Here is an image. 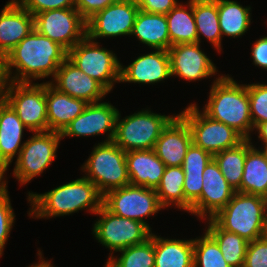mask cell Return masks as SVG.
Here are the masks:
<instances>
[{
  "label": "cell",
  "instance_id": "obj_1",
  "mask_svg": "<svg viewBox=\"0 0 267 267\" xmlns=\"http://www.w3.org/2000/svg\"><path fill=\"white\" fill-rule=\"evenodd\" d=\"M6 59L11 82L32 83L31 79L54 78L59 66L67 59V51L33 29L6 54ZM13 68H16L15 73Z\"/></svg>",
  "mask_w": 267,
  "mask_h": 267
},
{
  "label": "cell",
  "instance_id": "obj_2",
  "mask_svg": "<svg viewBox=\"0 0 267 267\" xmlns=\"http://www.w3.org/2000/svg\"><path fill=\"white\" fill-rule=\"evenodd\" d=\"M28 193L27 199L32 207L28 215L37 219L69 215L85 209L95 214L103 201L96 185L84 176L44 194Z\"/></svg>",
  "mask_w": 267,
  "mask_h": 267
},
{
  "label": "cell",
  "instance_id": "obj_3",
  "mask_svg": "<svg viewBox=\"0 0 267 267\" xmlns=\"http://www.w3.org/2000/svg\"><path fill=\"white\" fill-rule=\"evenodd\" d=\"M203 112L238 132L244 139L251 140L253 123L247 84H238L232 77H217L209 92V100Z\"/></svg>",
  "mask_w": 267,
  "mask_h": 267
},
{
  "label": "cell",
  "instance_id": "obj_4",
  "mask_svg": "<svg viewBox=\"0 0 267 267\" xmlns=\"http://www.w3.org/2000/svg\"><path fill=\"white\" fill-rule=\"evenodd\" d=\"M266 216V198L235 192L226 206L211 219L222 230L235 233L250 242L264 236Z\"/></svg>",
  "mask_w": 267,
  "mask_h": 267
},
{
  "label": "cell",
  "instance_id": "obj_5",
  "mask_svg": "<svg viewBox=\"0 0 267 267\" xmlns=\"http://www.w3.org/2000/svg\"><path fill=\"white\" fill-rule=\"evenodd\" d=\"M81 169L102 195L130 184L126 152L113 141L95 145Z\"/></svg>",
  "mask_w": 267,
  "mask_h": 267
},
{
  "label": "cell",
  "instance_id": "obj_6",
  "mask_svg": "<svg viewBox=\"0 0 267 267\" xmlns=\"http://www.w3.org/2000/svg\"><path fill=\"white\" fill-rule=\"evenodd\" d=\"M118 114L113 142L125 152L153 149L162 130L176 115H161L148 109L120 119Z\"/></svg>",
  "mask_w": 267,
  "mask_h": 267
},
{
  "label": "cell",
  "instance_id": "obj_7",
  "mask_svg": "<svg viewBox=\"0 0 267 267\" xmlns=\"http://www.w3.org/2000/svg\"><path fill=\"white\" fill-rule=\"evenodd\" d=\"M67 59L108 92L113 89L115 82L120 83L121 63L116 54L100 47L87 35L67 52Z\"/></svg>",
  "mask_w": 267,
  "mask_h": 267
},
{
  "label": "cell",
  "instance_id": "obj_8",
  "mask_svg": "<svg viewBox=\"0 0 267 267\" xmlns=\"http://www.w3.org/2000/svg\"><path fill=\"white\" fill-rule=\"evenodd\" d=\"M196 104H190L179 115L187 122L192 143L212 156L237 146L244 138L228 125L214 120L199 110Z\"/></svg>",
  "mask_w": 267,
  "mask_h": 267
},
{
  "label": "cell",
  "instance_id": "obj_9",
  "mask_svg": "<svg viewBox=\"0 0 267 267\" xmlns=\"http://www.w3.org/2000/svg\"><path fill=\"white\" fill-rule=\"evenodd\" d=\"M95 215H99L100 219L94 223L92 231L102 246L111 249L109 258L114 253L112 250L118 252L143 243L152 234L151 230L140 221L117 216L103 205Z\"/></svg>",
  "mask_w": 267,
  "mask_h": 267
},
{
  "label": "cell",
  "instance_id": "obj_10",
  "mask_svg": "<svg viewBox=\"0 0 267 267\" xmlns=\"http://www.w3.org/2000/svg\"><path fill=\"white\" fill-rule=\"evenodd\" d=\"M102 205L117 216L140 221L150 230L145 217L153 216L164 208L155 189L132 184L106 192Z\"/></svg>",
  "mask_w": 267,
  "mask_h": 267
},
{
  "label": "cell",
  "instance_id": "obj_11",
  "mask_svg": "<svg viewBox=\"0 0 267 267\" xmlns=\"http://www.w3.org/2000/svg\"><path fill=\"white\" fill-rule=\"evenodd\" d=\"M61 138L59 132H34L24 142L15 162L13 175L20 185L27 184L34 177L40 176L56 158Z\"/></svg>",
  "mask_w": 267,
  "mask_h": 267
},
{
  "label": "cell",
  "instance_id": "obj_12",
  "mask_svg": "<svg viewBox=\"0 0 267 267\" xmlns=\"http://www.w3.org/2000/svg\"><path fill=\"white\" fill-rule=\"evenodd\" d=\"M34 29L67 52L87 35L86 20L76 8L38 13L34 15Z\"/></svg>",
  "mask_w": 267,
  "mask_h": 267
},
{
  "label": "cell",
  "instance_id": "obj_13",
  "mask_svg": "<svg viewBox=\"0 0 267 267\" xmlns=\"http://www.w3.org/2000/svg\"><path fill=\"white\" fill-rule=\"evenodd\" d=\"M5 100L31 132L48 131L45 83L11 82Z\"/></svg>",
  "mask_w": 267,
  "mask_h": 267
},
{
  "label": "cell",
  "instance_id": "obj_14",
  "mask_svg": "<svg viewBox=\"0 0 267 267\" xmlns=\"http://www.w3.org/2000/svg\"><path fill=\"white\" fill-rule=\"evenodd\" d=\"M139 11L136 0H120L96 12L86 21L87 36L95 40L132 34Z\"/></svg>",
  "mask_w": 267,
  "mask_h": 267
},
{
  "label": "cell",
  "instance_id": "obj_15",
  "mask_svg": "<svg viewBox=\"0 0 267 267\" xmlns=\"http://www.w3.org/2000/svg\"><path fill=\"white\" fill-rule=\"evenodd\" d=\"M202 178L201 195L191 205V214L204 220L211 219L223 209L236 191L229 185L214 158L205 167Z\"/></svg>",
  "mask_w": 267,
  "mask_h": 267
},
{
  "label": "cell",
  "instance_id": "obj_16",
  "mask_svg": "<svg viewBox=\"0 0 267 267\" xmlns=\"http://www.w3.org/2000/svg\"><path fill=\"white\" fill-rule=\"evenodd\" d=\"M118 114V109L109 102L89 103L60 133L61 138L98 136L108 132L104 142H110L114 137Z\"/></svg>",
  "mask_w": 267,
  "mask_h": 267
},
{
  "label": "cell",
  "instance_id": "obj_17",
  "mask_svg": "<svg viewBox=\"0 0 267 267\" xmlns=\"http://www.w3.org/2000/svg\"><path fill=\"white\" fill-rule=\"evenodd\" d=\"M168 53L172 77L196 81L215 76L218 71L212 60L202 52L198 42L173 45Z\"/></svg>",
  "mask_w": 267,
  "mask_h": 267
},
{
  "label": "cell",
  "instance_id": "obj_18",
  "mask_svg": "<svg viewBox=\"0 0 267 267\" xmlns=\"http://www.w3.org/2000/svg\"><path fill=\"white\" fill-rule=\"evenodd\" d=\"M53 79L50 83L60 92L84 100L88 104L100 102L109 93L99 82L80 71L68 59L59 66Z\"/></svg>",
  "mask_w": 267,
  "mask_h": 267
},
{
  "label": "cell",
  "instance_id": "obj_19",
  "mask_svg": "<svg viewBox=\"0 0 267 267\" xmlns=\"http://www.w3.org/2000/svg\"><path fill=\"white\" fill-rule=\"evenodd\" d=\"M191 144L192 136L188 124L176 114L162 130L153 150L166 167L182 166Z\"/></svg>",
  "mask_w": 267,
  "mask_h": 267
},
{
  "label": "cell",
  "instance_id": "obj_20",
  "mask_svg": "<svg viewBox=\"0 0 267 267\" xmlns=\"http://www.w3.org/2000/svg\"><path fill=\"white\" fill-rule=\"evenodd\" d=\"M170 77V56L162 49L143 54L127 67L122 64L120 67V83L154 84Z\"/></svg>",
  "mask_w": 267,
  "mask_h": 267
},
{
  "label": "cell",
  "instance_id": "obj_21",
  "mask_svg": "<svg viewBox=\"0 0 267 267\" xmlns=\"http://www.w3.org/2000/svg\"><path fill=\"white\" fill-rule=\"evenodd\" d=\"M34 29V16L16 0L0 13V54L6 55Z\"/></svg>",
  "mask_w": 267,
  "mask_h": 267
},
{
  "label": "cell",
  "instance_id": "obj_22",
  "mask_svg": "<svg viewBox=\"0 0 267 267\" xmlns=\"http://www.w3.org/2000/svg\"><path fill=\"white\" fill-rule=\"evenodd\" d=\"M45 97L47 102L48 131L59 133L80 115L88 104L84 100L76 99L60 92L49 81L45 82Z\"/></svg>",
  "mask_w": 267,
  "mask_h": 267
},
{
  "label": "cell",
  "instance_id": "obj_23",
  "mask_svg": "<svg viewBox=\"0 0 267 267\" xmlns=\"http://www.w3.org/2000/svg\"><path fill=\"white\" fill-rule=\"evenodd\" d=\"M130 184L156 189L166 166L153 149L126 152Z\"/></svg>",
  "mask_w": 267,
  "mask_h": 267
},
{
  "label": "cell",
  "instance_id": "obj_24",
  "mask_svg": "<svg viewBox=\"0 0 267 267\" xmlns=\"http://www.w3.org/2000/svg\"><path fill=\"white\" fill-rule=\"evenodd\" d=\"M27 127L6 100L0 101V158L9 166L24 145L23 131Z\"/></svg>",
  "mask_w": 267,
  "mask_h": 267
},
{
  "label": "cell",
  "instance_id": "obj_25",
  "mask_svg": "<svg viewBox=\"0 0 267 267\" xmlns=\"http://www.w3.org/2000/svg\"><path fill=\"white\" fill-rule=\"evenodd\" d=\"M240 193L258 195L267 199V158L262 149L246 139V159Z\"/></svg>",
  "mask_w": 267,
  "mask_h": 267
},
{
  "label": "cell",
  "instance_id": "obj_26",
  "mask_svg": "<svg viewBox=\"0 0 267 267\" xmlns=\"http://www.w3.org/2000/svg\"><path fill=\"white\" fill-rule=\"evenodd\" d=\"M131 35L154 50L168 51L170 48L168 22L163 14L146 13L139 10Z\"/></svg>",
  "mask_w": 267,
  "mask_h": 267
},
{
  "label": "cell",
  "instance_id": "obj_27",
  "mask_svg": "<svg viewBox=\"0 0 267 267\" xmlns=\"http://www.w3.org/2000/svg\"><path fill=\"white\" fill-rule=\"evenodd\" d=\"M193 242L154 234L155 267H194Z\"/></svg>",
  "mask_w": 267,
  "mask_h": 267
},
{
  "label": "cell",
  "instance_id": "obj_28",
  "mask_svg": "<svg viewBox=\"0 0 267 267\" xmlns=\"http://www.w3.org/2000/svg\"><path fill=\"white\" fill-rule=\"evenodd\" d=\"M193 15L197 42L201 43L202 35L220 53L222 34L219 26L218 0H193Z\"/></svg>",
  "mask_w": 267,
  "mask_h": 267
},
{
  "label": "cell",
  "instance_id": "obj_29",
  "mask_svg": "<svg viewBox=\"0 0 267 267\" xmlns=\"http://www.w3.org/2000/svg\"><path fill=\"white\" fill-rule=\"evenodd\" d=\"M187 5L186 9L184 4L178 3L165 15L168 22L170 47L178 44L197 43L193 0H189Z\"/></svg>",
  "mask_w": 267,
  "mask_h": 267
},
{
  "label": "cell",
  "instance_id": "obj_30",
  "mask_svg": "<svg viewBox=\"0 0 267 267\" xmlns=\"http://www.w3.org/2000/svg\"><path fill=\"white\" fill-rule=\"evenodd\" d=\"M183 185L182 166L166 167L161 181L155 189L164 208L175 205L178 209L191 213V204L184 197Z\"/></svg>",
  "mask_w": 267,
  "mask_h": 267
},
{
  "label": "cell",
  "instance_id": "obj_31",
  "mask_svg": "<svg viewBox=\"0 0 267 267\" xmlns=\"http://www.w3.org/2000/svg\"><path fill=\"white\" fill-rule=\"evenodd\" d=\"M251 7L237 1L218 0L219 26L222 36L238 38L248 31L251 24Z\"/></svg>",
  "mask_w": 267,
  "mask_h": 267
},
{
  "label": "cell",
  "instance_id": "obj_32",
  "mask_svg": "<svg viewBox=\"0 0 267 267\" xmlns=\"http://www.w3.org/2000/svg\"><path fill=\"white\" fill-rule=\"evenodd\" d=\"M205 230L218 244L220 251L230 267H243L248 241L243 237L222 230L212 219Z\"/></svg>",
  "mask_w": 267,
  "mask_h": 267
},
{
  "label": "cell",
  "instance_id": "obj_33",
  "mask_svg": "<svg viewBox=\"0 0 267 267\" xmlns=\"http://www.w3.org/2000/svg\"><path fill=\"white\" fill-rule=\"evenodd\" d=\"M213 158L217 162L220 171L229 185L236 192H240L244 162L246 159V139L233 148L215 154Z\"/></svg>",
  "mask_w": 267,
  "mask_h": 267
},
{
  "label": "cell",
  "instance_id": "obj_34",
  "mask_svg": "<svg viewBox=\"0 0 267 267\" xmlns=\"http://www.w3.org/2000/svg\"><path fill=\"white\" fill-rule=\"evenodd\" d=\"M118 252L120 257L108 258L105 267H155L154 233L145 242Z\"/></svg>",
  "mask_w": 267,
  "mask_h": 267
},
{
  "label": "cell",
  "instance_id": "obj_35",
  "mask_svg": "<svg viewBox=\"0 0 267 267\" xmlns=\"http://www.w3.org/2000/svg\"><path fill=\"white\" fill-rule=\"evenodd\" d=\"M194 267H230L217 242L207 233L193 242Z\"/></svg>",
  "mask_w": 267,
  "mask_h": 267
},
{
  "label": "cell",
  "instance_id": "obj_36",
  "mask_svg": "<svg viewBox=\"0 0 267 267\" xmlns=\"http://www.w3.org/2000/svg\"><path fill=\"white\" fill-rule=\"evenodd\" d=\"M247 92L254 129L257 124L267 121V84H248Z\"/></svg>",
  "mask_w": 267,
  "mask_h": 267
},
{
  "label": "cell",
  "instance_id": "obj_37",
  "mask_svg": "<svg viewBox=\"0 0 267 267\" xmlns=\"http://www.w3.org/2000/svg\"><path fill=\"white\" fill-rule=\"evenodd\" d=\"M9 198L7 181H5L0 185V257L3 255V249L15 223V214Z\"/></svg>",
  "mask_w": 267,
  "mask_h": 267
},
{
  "label": "cell",
  "instance_id": "obj_38",
  "mask_svg": "<svg viewBox=\"0 0 267 267\" xmlns=\"http://www.w3.org/2000/svg\"><path fill=\"white\" fill-rule=\"evenodd\" d=\"M213 156L201 147L190 145L182 165L184 173L203 174L205 167Z\"/></svg>",
  "mask_w": 267,
  "mask_h": 267
},
{
  "label": "cell",
  "instance_id": "obj_39",
  "mask_svg": "<svg viewBox=\"0 0 267 267\" xmlns=\"http://www.w3.org/2000/svg\"><path fill=\"white\" fill-rule=\"evenodd\" d=\"M243 267H267V238L248 242Z\"/></svg>",
  "mask_w": 267,
  "mask_h": 267
},
{
  "label": "cell",
  "instance_id": "obj_40",
  "mask_svg": "<svg viewBox=\"0 0 267 267\" xmlns=\"http://www.w3.org/2000/svg\"><path fill=\"white\" fill-rule=\"evenodd\" d=\"M33 16L54 9L75 8V0H16Z\"/></svg>",
  "mask_w": 267,
  "mask_h": 267
},
{
  "label": "cell",
  "instance_id": "obj_41",
  "mask_svg": "<svg viewBox=\"0 0 267 267\" xmlns=\"http://www.w3.org/2000/svg\"><path fill=\"white\" fill-rule=\"evenodd\" d=\"M203 174L184 173L183 192L185 199L192 205L201 195Z\"/></svg>",
  "mask_w": 267,
  "mask_h": 267
},
{
  "label": "cell",
  "instance_id": "obj_42",
  "mask_svg": "<svg viewBox=\"0 0 267 267\" xmlns=\"http://www.w3.org/2000/svg\"><path fill=\"white\" fill-rule=\"evenodd\" d=\"M118 1L120 0H75V8L87 21L96 12L105 9L109 5Z\"/></svg>",
  "mask_w": 267,
  "mask_h": 267
},
{
  "label": "cell",
  "instance_id": "obj_43",
  "mask_svg": "<svg viewBox=\"0 0 267 267\" xmlns=\"http://www.w3.org/2000/svg\"><path fill=\"white\" fill-rule=\"evenodd\" d=\"M139 10L146 13L166 15L177 4L178 0H136Z\"/></svg>",
  "mask_w": 267,
  "mask_h": 267
},
{
  "label": "cell",
  "instance_id": "obj_44",
  "mask_svg": "<svg viewBox=\"0 0 267 267\" xmlns=\"http://www.w3.org/2000/svg\"><path fill=\"white\" fill-rule=\"evenodd\" d=\"M251 57L255 66L267 70V37L255 41L251 50Z\"/></svg>",
  "mask_w": 267,
  "mask_h": 267
},
{
  "label": "cell",
  "instance_id": "obj_45",
  "mask_svg": "<svg viewBox=\"0 0 267 267\" xmlns=\"http://www.w3.org/2000/svg\"><path fill=\"white\" fill-rule=\"evenodd\" d=\"M10 83L6 55L0 54V101L5 100Z\"/></svg>",
  "mask_w": 267,
  "mask_h": 267
},
{
  "label": "cell",
  "instance_id": "obj_46",
  "mask_svg": "<svg viewBox=\"0 0 267 267\" xmlns=\"http://www.w3.org/2000/svg\"><path fill=\"white\" fill-rule=\"evenodd\" d=\"M257 130L258 139L263 143L262 145H267V121L257 124L253 131Z\"/></svg>",
  "mask_w": 267,
  "mask_h": 267
},
{
  "label": "cell",
  "instance_id": "obj_47",
  "mask_svg": "<svg viewBox=\"0 0 267 267\" xmlns=\"http://www.w3.org/2000/svg\"><path fill=\"white\" fill-rule=\"evenodd\" d=\"M8 165L0 158V185H3L6 179L4 180V175L8 170Z\"/></svg>",
  "mask_w": 267,
  "mask_h": 267
},
{
  "label": "cell",
  "instance_id": "obj_48",
  "mask_svg": "<svg viewBox=\"0 0 267 267\" xmlns=\"http://www.w3.org/2000/svg\"><path fill=\"white\" fill-rule=\"evenodd\" d=\"M37 255L39 256V261L40 260L41 261L37 262V264H34V265L32 264L29 267H45V260L43 259L44 257H42V252L38 250V254Z\"/></svg>",
  "mask_w": 267,
  "mask_h": 267
},
{
  "label": "cell",
  "instance_id": "obj_49",
  "mask_svg": "<svg viewBox=\"0 0 267 267\" xmlns=\"http://www.w3.org/2000/svg\"><path fill=\"white\" fill-rule=\"evenodd\" d=\"M45 267H54V266L51 264V261L45 260Z\"/></svg>",
  "mask_w": 267,
  "mask_h": 267
},
{
  "label": "cell",
  "instance_id": "obj_50",
  "mask_svg": "<svg viewBox=\"0 0 267 267\" xmlns=\"http://www.w3.org/2000/svg\"><path fill=\"white\" fill-rule=\"evenodd\" d=\"M262 151L264 152V154L266 155L267 158V145L263 146V148H261Z\"/></svg>",
  "mask_w": 267,
  "mask_h": 267
},
{
  "label": "cell",
  "instance_id": "obj_51",
  "mask_svg": "<svg viewBox=\"0 0 267 267\" xmlns=\"http://www.w3.org/2000/svg\"><path fill=\"white\" fill-rule=\"evenodd\" d=\"M264 236L267 238V216H266V225H265V233Z\"/></svg>",
  "mask_w": 267,
  "mask_h": 267
}]
</instances>
